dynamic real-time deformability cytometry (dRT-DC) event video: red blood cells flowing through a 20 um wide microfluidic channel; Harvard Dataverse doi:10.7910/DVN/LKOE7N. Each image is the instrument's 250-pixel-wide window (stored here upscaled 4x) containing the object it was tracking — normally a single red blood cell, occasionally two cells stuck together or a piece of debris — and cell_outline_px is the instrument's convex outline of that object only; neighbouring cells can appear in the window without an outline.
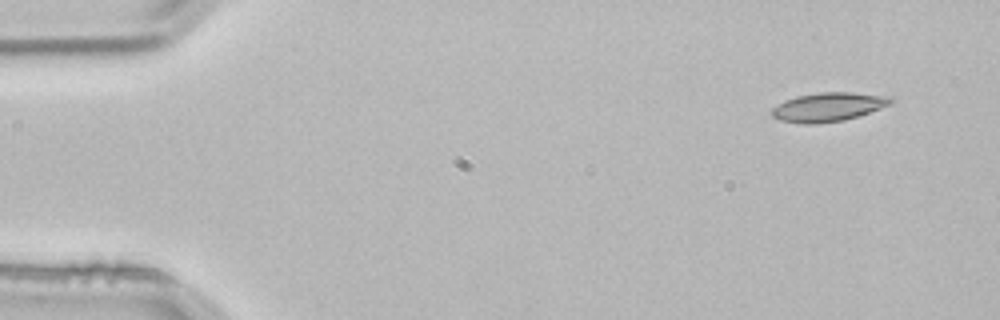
{"species": "common noctule bat (a hibernating species)", "species_latin": "Nyctalus noctula", "temperature_condition": "room temperature", "stored_images_in_passage": 4, "segment_of_instrument_passage": [1, 2], "camera_frame_rate_fps": 3000, "um_per_image_px": 0.085, "animal": {"sex": "male", "body_mass_g": 21.5, "forearm_length_mm": 52.0}, "frame": {"image": 1, "passage_image": 1, "time_ms": 0.0, "image_size_px": [1000, 320], "cell_outline_px": [[896, 100], [892, 104], [844, 120], [812, 124], [804, 124], [780, 120], [772, 116], [772, 108], [784, 100], [796, 96], [820, 92], [852, 92], [892, 96]], "centroid_in_image_um": [70.43, 9.08], "position_along_channel_um": 14.6, "area_um2": 20.06}}